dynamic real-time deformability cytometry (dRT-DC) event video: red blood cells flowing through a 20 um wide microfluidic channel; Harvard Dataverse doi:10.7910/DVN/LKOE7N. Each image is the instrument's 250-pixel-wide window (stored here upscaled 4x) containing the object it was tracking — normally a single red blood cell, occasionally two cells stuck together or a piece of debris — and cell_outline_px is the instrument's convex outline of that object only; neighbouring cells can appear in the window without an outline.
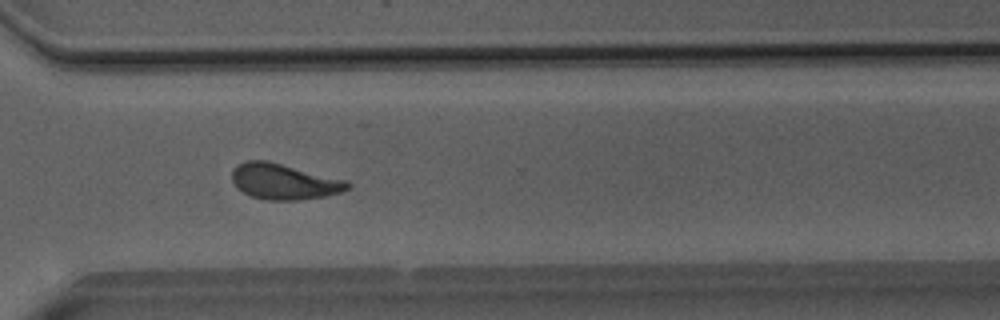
{"species": "Egyptian fruit bat (a non-hibernating species)", "species_latin": "Rousettus aegyptiacus", "temperature_condition": "room temperature", "stored_images_in_passage": 43, "camera_frame_rate_fps": 3000, "um_per_image_px": 0.085, "animal": {"sex": "male"}, "frame": {"image": 1, "passage_image": 37, "time_ms": 12.0, "image_size_px": [1000, 320], "cell_outline_px": [[352, 188], [344, 192], [324, 196], [300, 200], [268, 200], [252, 196], [236, 188], [232, 180], [232, 172], [240, 164], [248, 160], [268, 160], [348, 180], [352, 184]], "centroid_in_image_um": [24.22, 15.43], "position_along_channel_um": 346.4, "area_um2": 24.28}}
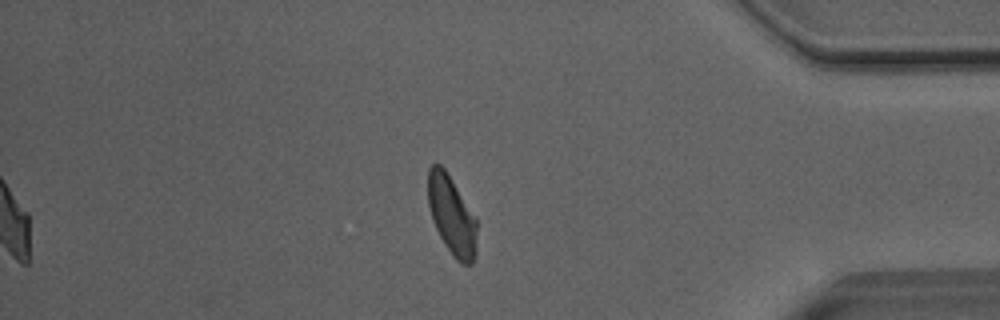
{"frame": {"image": 2, "passage_image": 43, "time_ms": 14.0, "image_size_px": [1000, 320], "cell_outline_px": [[476, 252], [472, 264], [460, 264], [452, 256], [444, 244], [432, 220], [428, 204], [428, 168], [432, 164], [440, 164], [444, 168], [476, 220]], "centroid_in_image_um": [38.37, 18.35], "position_along_channel_um": 396.8, "area_um2": 22.14}, "authors_computed_cell_mechanics": {"area_um2": 24.276, "velocity_mm_per_s": 4.0569, "shape_relaxation_time_tau1_ms": 6.1372, "shape_relaxation_time_tau2_ms": 1.7906, "deformation_change_tau1": 0.1677, "deformation_change_tau2": 0.1015}}